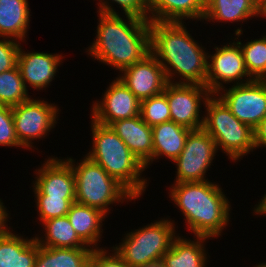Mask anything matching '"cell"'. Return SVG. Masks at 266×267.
<instances>
[{"label":"cell","mask_w":266,"mask_h":267,"mask_svg":"<svg viewBox=\"0 0 266 267\" xmlns=\"http://www.w3.org/2000/svg\"><path fill=\"white\" fill-rule=\"evenodd\" d=\"M100 2L97 39L88 51L97 60L122 71L150 53V21L126 15L127 24L109 3Z\"/></svg>","instance_id":"1"},{"label":"cell","mask_w":266,"mask_h":267,"mask_svg":"<svg viewBox=\"0 0 266 267\" xmlns=\"http://www.w3.org/2000/svg\"><path fill=\"white\" fill-rule=\"evenodd\" d=\"M184 26L178 21H150V52L163 67L168 82L173 83L170 78L176 72L184 78L175 83L205 86L210 56L192 39Z\"/></svg>","instance_id":"2"},{"label":"cell","mask_w":266,"mask_h":267,"mask_svg":"<svg viewBox=\"0 0 266 267\" xmlns=\"http://www.w3.org/2000/svg\"><path fill=\"white\" fill-rule=\"evenodd\" d=\"M170 192L196 237L219 236L229 222V202L218 185L207 180L175 182Z\"/></svg>","instance_id":"3"},{"label":"cell","mask_w":266,"mask_h":267,"mask_svg":"<svg viewBox=\"0 0 266 267\" xmlns=\"http://www.w3.org/2000/svg\"><path fill=\"white\" fill-rule=\"evenodd\" d=\"M91 125L93 149L85 157L104 168L137 199L146 188V179L140 178L145 166L110 126L93 120Z\"/></svg>","instance_id":"4"},{"label":"cell","mask_w":266,"mask_h":267,"mask_svg":"<svg viewBox=\"0 0 266 267\" xmlns=\"http://www.w3.org/2000/svg\"><path fill=\"white\" fill-rule=\"evenodd\" d=\"M75 176V200L77 203L94 207L107 214L108 205L135 197L104 168L89 158L83 159L76 167L69 158ZM122 200V201H121Z\"/></svg>","instance_id":"5"},{"label":"cell","mask_w":266,"mask_h":267,"mask_svg":"<svg viewBox=\"0 0 266 267\" xmlns=\"http://www.w3.org/2000/svg\"><path fill=\"white\" fill-rule=\"evenodd\" d=\"M207 115L203 129L212 137L216 147L225 151L232 160L255 148L254 130L238 120L220 98L209 97L204 101Z\"/></svg>","instance_id":"6"},{"label":"cell","mask_w":266,"mask_h":267,"mask_svg":"<svg viewBox=\"0 0 266 267\" xmlns=\"http://www.w3.org/2000/svg\"><path fill=\"white\" fill-rule=\"evenodd\" d=\"M173 223L159 220L126 235L114 250L130 267L161 262L175 237Z\"/></svg>","instance_id":"7"},{"label":"cell","mask_w":266,"mask_h":267,"mask_svg":"<svg viewBox=\"0 0 266 267\" xmlns=\"http://www.w3.org/2000/svg\"><path fill=\"white\" fill-rule=\"evenodd\" d=\"M219 96L231 113L253 130L266 117V80L246 79Z\"/></svg>","instance_id":"8"},{"label":"cell","mask_w":266,"mask_h":267,"mask_svg":"<svg viewBox=\"0 0 266 267\" xmlns=\"http://www.w3.org/2000/svg\"><path fill=\"white\" fill-rule=\"evenodd\" d=\"M217 147L212 137L202 128L192 130L181 154L173 161L177 164L175 182L205 181V173L214 159Z\"/></svg>","instance_id":"9"},{"label":"cell","mask_w":266,"mask_h":267,"mask_svg":"<svg viewBox=\"0 0 266 267\" xmlns=\"http://www.w3.org/2000/svg\"><path fill=\"white\" fill-rule=\"evenodd\" d=\"M46 101L29 99L11 107L15 133L21 147H32L31 139L45 137L55 126L58 109Z\"/></svg>","instance_id":"10"},{"label":"cell","mask_w":266,"mask_h":267,"mask_svg":"<svg viewBox=\"0 0 266 267\" xmlns=\"http://www.w3.org/2000/svg\"><path fill=\"white\" fill-rule=\"evenodd\" d=\"M163 92L168 100L171 121L190 130L203 128L204 117L200 120L199 115L200 100L206 101L209 97H213L205 86L168 82Z\"/></svg>","instance_id":"11"},{"label":"cell","mask_w":266,"mask_h":267,"mask_svg":"<svg viewBox=\"0 0 266 267\" xmlns=\"http://www.w3.org/2000/svg\"><path fill=\"white\" fill-rule=\"evenodd\" d=\"M121 72L124 76L118 79L140 102L162 93L168 83L163 67L151 52Z\"/></svg>","instance_id":"12"},{"label":"cell","mask_w":266,"mask_h":267,"mask_svg":"<svg viewBox=\"0 0 266 267\" xmlns=\"http://www.w3.org/2000/svg\"><path fill=\"white\" fill-rule=\"evenodd\" d=\"M232 44L221 48L215 47L216 53L211 56V63H207L205 87L214 96L224 89L220 81L230 83L236 80V84H243L242 81L239 82L241 78L249 77L240 45L237 42Z\"/></svg>","instance_id":"13"},{"label":"cell","mask_w":266,"mask_h":267,"mask_svg":"<svg viewBox=\"0 0 266 267\" xmlns=\"http://www.w3.org/2000/svg\"><path fill=\"white\" fill-rule=\"evenodd\" d=\"M103 101L94 103L92 120L109 126L111 123L140 115L141 102L117 78L104 94Z\"/></svg>","instance_id":"14"},{"label":"cell","mask_w":266,"mask_h":267,"mask_svg":"<svg viewBox=\"0 0 266 267\" xmlns=\"http://www.w3.org/2000/svg\"><path fill=\"white\" fill-rule=\"evenodd\" d=\"M37 173L35 195L75 197V176L67 160L49 158Z\"/></svg>","instance_id":"15"},{"label":"cell","mask_w":266,"mask_h":267,"mask_svg":"<svg viewBox=\"0 0 266 267\" xmlns=\"http://www.w3.org/2000/svg\"><path fill=\"white\" fill-rule=\"evenodd\" d=\"M109 126L145 168L150 161H153L152 128L142 120L140 115L130 119L117 120Z\"/></svg>","instance_id":"16"},{"label":"cell","mask_w":266,"mask_h":267,"mask_svg":"<svg viewBox=\"0 0 266 267\" xmlns=\"http://www.w3.org/2000/svg\"><path fill=\"white\" fill-rule=\"evenodd\" d=\"M22 51L20 46L17 67L25 86L27 87L28 82L35 89L47 87L55 76L62 56L43 52L23 53Z\"/></svg>","instance_id":"17"},{"label":"cell","mask_w":266,"mask_h":267,"mask_svg":"<svg viewBox=\"0 0 266 267\" xmlns=\"http://www.w3.org/2000/svg\"><path fill=\"white\" fill-rule=\"evenodd\" d=\"M147 10L152 13L148 17L149 21L182 22L186 18L203 19L205 0H147Z\"/></svg>","instance_id":"18"},{"label":"cell","mask_w":266,"mask_h":267,"mask_svg":"<svg viewBox=\"0 0 266 267\" xmlns=\"http://www.w3.org/2000/svg\"><path fill=\"white\" fill-rule=\"evenodd\" d=\"M38 254V242L23 239L7 231L0 235V267H34Z\"/></svg>","instance_id":"19"},{"label":"cell","mask_w":266,"mask_h":267,"mask_svg":"<svg viewBox=\"0 0 266 267\" xmlns=\"http://www.w3.org/2000/svg\"><path fill=\"white\" fill-rule=\"evenodd\" d=\"M153 135V159L165 155L174 161L182 152L186 138L192 131L173 121L151 127Z\"/></svg>","instance_id":"20"},{"label":"cell","mask_w":266,"mask_h":267,"mask_svg":"<svg viewBox=\"0 0 266 267\" xmlns=\"http://www.w3.org/2000/svg\"><path fill=\"white\" fill-rule=\"evenodd\" d=\"M101 210L77 202L71 204L67 217L78 237L90 247L97 244L101 236V223L105 218Z\"/></svg>","instance_id":"21"},{"label":"cell","mask_w":266,"mask_h":267,"mask_svg":"<svg viewBox=\"0 0 266 267\" xmlns=\"http://www.w3.org/2000/svg\"><path fill=\"white\" fill-rule=\"evenodd\" d=\"M208 237L197 236V241L176 237L171 248L162 256L161 262L165 267H204L206 253L202 242Z\"/></svg>","instance_id":"22"},{"label":"cell","mask_w":266,"mask_h":267,"mask_svg":"<svg viewBox=\"0 0 266 267\" xmlns=\"http://www.w3.org/2000/svg\"><path fill=\"white\" fill-rule=\"evenodd\" d=\"M27 0H0V37L23 40L29 27Z\"/></svg>","instance_id":"23"},{"label":"cell","mask_w":266,"mask_h":267,"mask_svg":"<svg viewBox=\"0 0 266 267\" xmlns=\"http://www.w3.org/2000/svg\"><path fill=\"white\" fill-rule=\"evenodd\" d=\"M258 16V0H205L203 19L241 21Z\"/></svg>","instance_id":"24"},{"label":"cell","mask_w":266,"mask_h":267,"mask_svg":"<svg viewBox=\"0 0 266 267\" xmlns=\"http://www.w3.org/2000/svg\"><path fill=\"white\" fill-rule=\"evenodd\" d=\"M91 248H54L38 244L34 267H88Z\"/></svg>","instance_id":"25"},{"label":"cell","mask_w":266,"mask_h":267,"mask_svg":"<svg viewBox=\"0 0 266 267\" xmlns=\"http://www.w3.org/2000/svg\"><path fill=\"white\" fill-rule=\"evenodd\" d=\"M45 240L35 237L39 245L54 248H87L78 237L67 216L52 218L43 222Z\"/></svg>","instance_id":"26"},{"label":"cell","mask_w":266,"mask_h":267,"mask_svg":"<svg viewBox=\"0 0 266 267\" xmlns=\"http://www.w3.org/2000/svg\"><path fill=\"white\" fill-rule=\"evenodd\" d=\"M18 67L0 73V105L17 106L29 98Z\"/></svg>","instance_id":"27"},{"label":"cell","mask_w":266,"mask_h":267,"mask_svg":"<svg viewBox=\"0 0 266 267\" xmlns=\"http://www.w3.org/2000/svg\"><path fill=\"white\" fill-rule=\"evenodd\" d=\"M237 43L241 47L249 79L266 80V36L243 46L241 42Z\"/></svg>","instance_id":"28"},{"label":"cell","mask_w":266,"mask_h":267,"mask_svg":"<svg viewBox=\"0 0 266 267\" xmlns=\"http://www.w3.org/2000/svg\"><path fill=\"white\" fill-rule=\"evenodd\" d=\"M140 116L148 126L171 121L168 100L164 92L141 101Z\"/></svg>","instance_id":"29"},{"label":"cell","mask_w":266,"mask_h":267,"mask_svg":"<svg viewBox=\"0 0 266 267\" xmlns=\"http://www.w3.org/2000/svg\"><path fill=\"white\" fill-rule=\"evenodd\" d=\"M36 199L41 222L67 216L71 204L76 202L75 197H50L49 195H36Z\"/></svg>","instance_id":"30"},{"label":"cell","mask_w":266,"mask_h":267,"mask_svg":"<svg viewBox=\"0 0 266 267\" xmlns=\"http://www.w3.org/2000/svg\"><path fill=\"white\" fill-rule=\"evenodd\" d=\"M0 145L21 146L15 133L12 109L5 105H0Z\"/></svg>","instance_id":"31"},{"label":"cell","mask_w":266,"mask_h":267,"mask_svg":"<svg viewBox=\"0 0 266 267\" xmlns=\"http://www.w3.org/2000/svg\"><path fill=\"white\" fill-rule=\"evenodd\" d=\"M19 43L16 40H0V73L17 67Z\"/></svg>","instance_id":"32"},{"label":"cell","mask_w":266,"mask_h":267,"mask_svg":"<svg viewBox=\"0 0 266 267\" xmlns=\"http://www.w3.org/2000/svg\"><path fill=\"white\" fill-rule=\"evenodd\" d=\"M88 267H130L116 252L107 256L103 249L93 248Z\"/></svg>","instance_id":"33"},{"label":"cell","mask_w":266,"mask_h":267,"mask_svg":"<svg viewBox=\"0 0 266 267\" xmlns=\"http://www.w3.org/2000/svg\"><path fill=\"white\" fill-rule=\"evenodd\" d=\"M121 6L125 15L148 19L147 0H112Z\"/></svg>","instance_id":"34"},{"label":"cell","mask_w":266,"mask_h":267,"mask_svg":"<svg viewBox=\"0 0 266 267\" xmlns=\"http://www.w3.org/2000/svg\"><path fill=\"white\" fill-rule=\"evenodd\" d=\"M254 144L255 148H258L262 145L266 146V117L254 129Z\"/></svg>","instance_id":"35"},{"label":"cell","mask_w":266,"mask_h":267,"mask_svg":"<svg viewBox=\"0 0 266 267\" xmlns=\"http://www.w3.org/2000/svg\"><path fill=\"white\" fill-rule=\"evenodd\" d=\"M8 213L6 212V208H4L3 203L0 201V235L5 234L8 230L6 229V219L8 218Z\"/></svg>","instance_id":"36"},{"label":"cell","mask_w":266,"mask_h":267,"mask_svg":"<svg viewBox=\"0 0 266 267\" xmlns=\"http://www.w3.org/2000/svg\"><path fill=\"white\" fill-rule=\"evenodd\" d=\"M262 201H260V204L258 203V206L255 208V213H259V214H266V194L263 197V199H261Z\"/></svg>","instance_id":"37"},{"label":"cell","mask_w":266,"mask_h":267,"mask_svg":"<svg viewBox=\"0 0 266 267\" xmlns=\"http://www.w3.org/2000/svg\"><path fill=\"white\" fill-rule=\"evenodd\" d=\"M258 15L266 16V0H258Z\"/></svg>","instance_id":"38"},{"label":"cell","mask_w":266,"mask_h":267,"mask_svg":"<svg viewBox=\"0 0 266 267\" xmlns=\"http://www.w3.org/2000/svg\"><path fill=\"white\" fill-rule=\"evenodd\" d=\"M133 267H165L162 262H153L149 264H143V265H136Z\"/></svg>","instance_id":"39"},{"label":"cell","mask_w":266,"mask_h":267,"mask_svg":"<svg viewBox=\"0 0 266 267\" xmlns=\"http://www.w3.org/2000/svg\"><path fill=\"white\" fill-rule=\"evenodd\" d=\"M256 267H266V263H262V264H260V265H258V266H256Z\"/></svg>","instance_id":"40"}]
</instances>
